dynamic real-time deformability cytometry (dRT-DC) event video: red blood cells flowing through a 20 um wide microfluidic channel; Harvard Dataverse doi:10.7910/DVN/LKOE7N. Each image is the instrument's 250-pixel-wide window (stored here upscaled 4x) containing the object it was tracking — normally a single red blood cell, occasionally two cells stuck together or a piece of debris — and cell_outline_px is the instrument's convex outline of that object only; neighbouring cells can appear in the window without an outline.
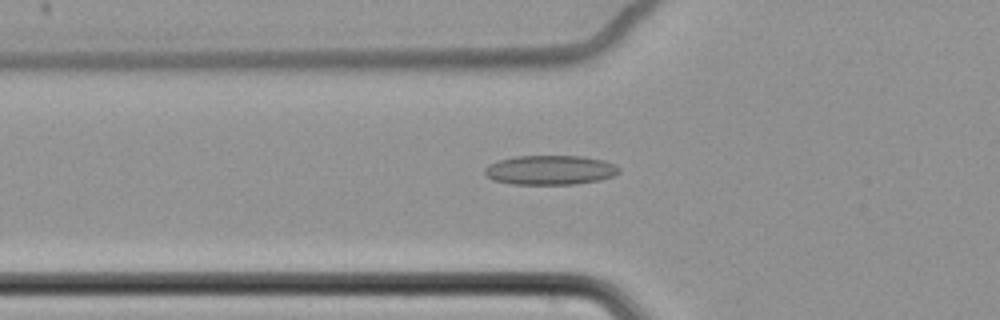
{"species": "common noctule bat (a hibernating species)", "species_latin": "Nyctalus noctula", "temperature_condition": "cold", "stored_images_in_passage": 40, "camera_frame_rate_fps": 3000, "um_per_image_px": 0.085, "animal": {"sex": "female", "body_mass_g": 22.7, "forearm_length_mm": 54.2}, "frame": {"image": 1, "passage_image": 2, "time_ms": 0.333, "image_size_px": [1000, 320], "cell_outline_px": [[620, 172], [612, 176], [600, 180], [576, 184], [512, 184], [492, 180], [484, 172], [484, 168], [488, 164], [500, 160], [516, 156], [584, 156], [604, 160], [616, 164], [620, 168]], "centroid_in_image_um": [46.79, 14.45], "position_along_channel_um": 79.0, "area_um2": 23.18}}
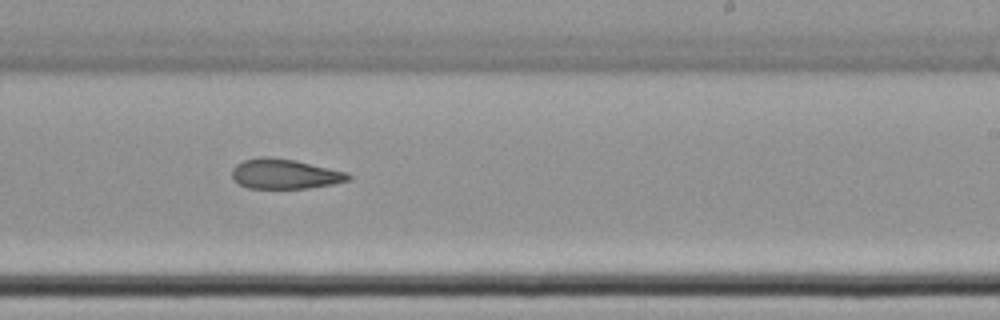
{"frame": {"image": 2, "passage_image": 18, "time_ms": 5.667, "image_size_px": [1000, 320], "cell_outline_px": [[352, 180], [332, 184], [308, 188], [248, 188], [240, 184], [232, 176], [232, 168], [236, 164], [244, 160], [260, 156], [272, 156], [296, 160], [348, 172], [352, 176]], "centroid_in_image_um": [24.24, 14.77], "position_along_channel_um": 264.8, "area_um2": 20.46}}
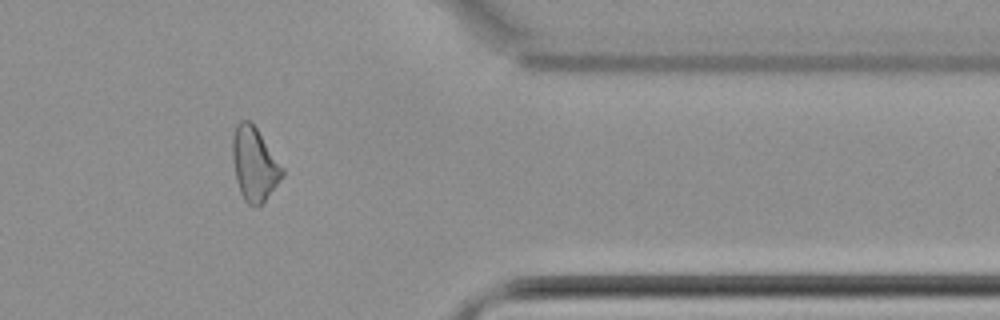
{"frame": {"image": 3, "passage_image": 30, "time_ms": 9.667, "image_size_px": [1000, 320], "cell_outline_px": [[284, 176], [264, 200], [256, 208], [248, 204], [244, 200], [240, 192], [236, 180], [232, 160], [232, 136], [236, 124], [240, 120], [248, 120], [256, 128], [284, 168]], "centroid_in_image_um": [21.6, 13.95], "position_along_channel_um": 389.8, "area_um2": 21.33}}